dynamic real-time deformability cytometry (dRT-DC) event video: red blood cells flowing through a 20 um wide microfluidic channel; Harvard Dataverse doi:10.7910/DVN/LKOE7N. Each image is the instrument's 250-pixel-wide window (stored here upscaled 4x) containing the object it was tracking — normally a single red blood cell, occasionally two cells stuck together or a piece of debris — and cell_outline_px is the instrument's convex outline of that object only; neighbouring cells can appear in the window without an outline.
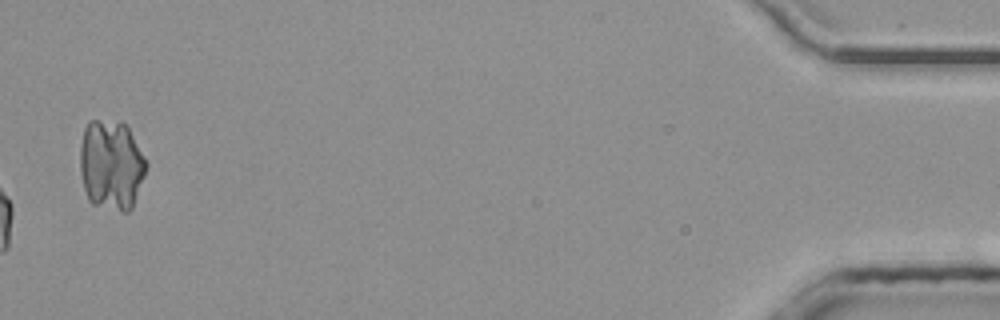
{"species": "common noctule bat (a hibernating species)", "species_latin": "Nyctalus noctula", "temperature_condition": "room temperature", "stored_images_in_passage": 43, "camera_frame_rate_fps": 3000, "um_per_image_px": 0.085, "animal": {"sex": "male", "body_mass_g": 20.4}, "frame": {"image": 1, "passage_image": 43, "time_ms": 14.0, "image_size_px": [1000, 320], "cell_outline_px": [[148, 164], [144, 176], [132, 208], [128, 212], [120, 212], [92, 204], [88, 200], [84, 188], [80, 172], [80, 144], [84, 128], [88, 120], [120, 120], [128, 128], [144, 156]], "centroid_in_image_um": [9.44, 14.02], "position_along_channel_um": 425.8, "area_um2": 35.14}, "authors_computed_cell_mechanics": {"area_um2": 19.2474, "velocity_mm_per_s": 4.0642, "shape_relaxation_time_tau1_ms": null, "shape_relaxation_time_tau2_ms": 2.9066, "deformation_change_tau1": null, "deformation_change_tau2": 0.0739}}